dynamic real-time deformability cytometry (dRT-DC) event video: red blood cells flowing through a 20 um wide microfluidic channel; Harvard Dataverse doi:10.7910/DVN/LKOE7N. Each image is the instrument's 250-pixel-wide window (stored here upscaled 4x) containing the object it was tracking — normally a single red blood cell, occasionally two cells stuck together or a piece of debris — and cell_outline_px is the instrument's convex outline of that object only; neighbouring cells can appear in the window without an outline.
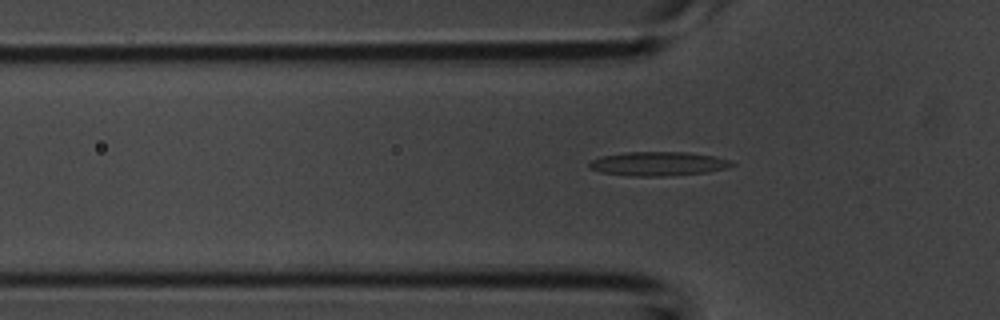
{"species": "common noctule bat (a hibernating species)", "species_latin": "Nyctalus noctula", "temperature_condition": "room temperature", "stored_images_in_passage": 39, "camera_frame_rate_fps": 3000, "um_per_image_px": 0.085, "animal": {"sex": "male", "body_mass_g": 20.1, "forearm_length_mm": 53.5}, "frame": {"image": 1, "passage_image": 3, "time_ms": 0.667, "image_size_px": [1000, 320], "cell_outline_px": [[736, 164], [728, 168], [708, 172], [664, 176], [636, 176], [600, 172], [588, 168], [588, 160], [600, 156], [628, 152], [688, 152], [716, 156], [728, 160]], "centroid_in_image_um": [55.93, 13.91], "position_along_channel_um": 69.9, "area_um2": 20.11}}
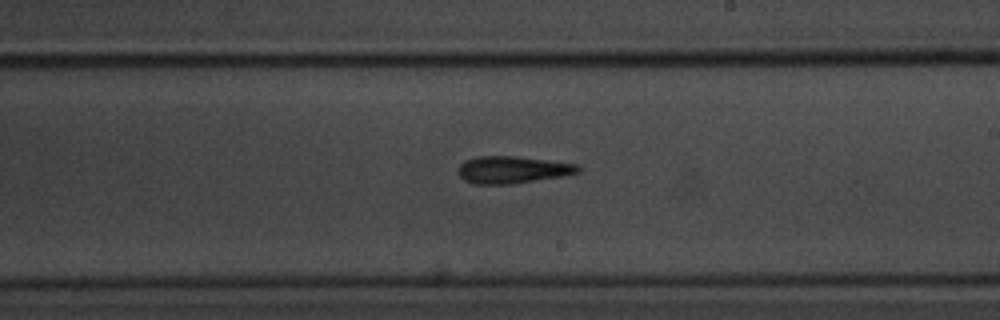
{"frame": {"image": 2, "passage_image": 17, "time_ms": 5.333, "image_size_px": [1000, 320], "cell_outline_px": [[580, 172], [564, 176], [512, 184], [472, 184], [464, 180], [460, 176], [460, 164], [464, 160], [476, 156], [516, 156], [576, 164], [580, 168]], "centroid_in_image_um": [43.55, 14.43], "position_along_channel_um": 245.4, "area_um2": 18.96}}
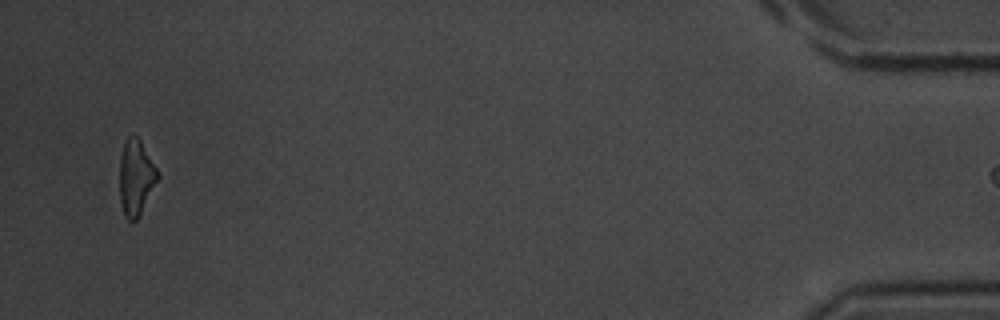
{"frame": {"image": 3, "passage_image": 38, "time_ms": 12.333, "image_size_px": [1000, 320], "cell_outline_px": [[160, 176], [136, 220], [128, 220], [124, 216], [120, 200], [120, 156], [124, 140], [128, 136], [136, 136], [140, 140], [156, 168]], "centroid_in_image_um": [11.53, 15.07], "position_along_channel_um": 423.7, "area_um2": 16.47}}